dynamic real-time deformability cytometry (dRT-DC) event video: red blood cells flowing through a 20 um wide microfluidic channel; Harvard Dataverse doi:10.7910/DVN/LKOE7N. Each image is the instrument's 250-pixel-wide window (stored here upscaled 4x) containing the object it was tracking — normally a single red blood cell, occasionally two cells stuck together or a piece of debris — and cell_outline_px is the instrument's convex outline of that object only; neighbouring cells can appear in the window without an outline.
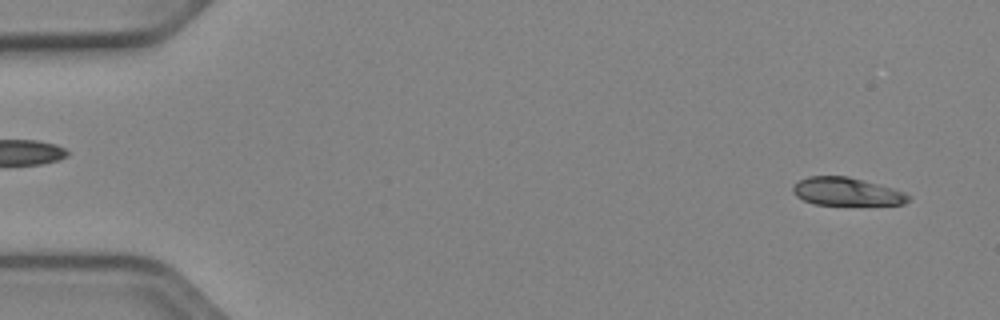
{"species": "Egyptian fruit bat (a non-hibernating species)", "species_latin": "Rousettus aegyptiacus", "temperature_condition": "cold", "stored_images_in_passage": 52, "camera_frame_rate_fps": 3000, "um_per_image_px": 0.085, "animal": {"sex": "female"}, "frame": {"image": 1, "passage_image": 3, "time_ms": 0.667, "image_size_px": [1000, 320], "cell_outline_px": [[912, 196], [904, 204], [812, 204], [796, 196], [792, 192], [792, 188], [800, 180], [808, 176], [848, 176], [892, 188], [904, 192]], "centroid_in_image_um": [71.94, 16.28], "position_along_channel_um": 13.1, "area_um2": 18.55}}
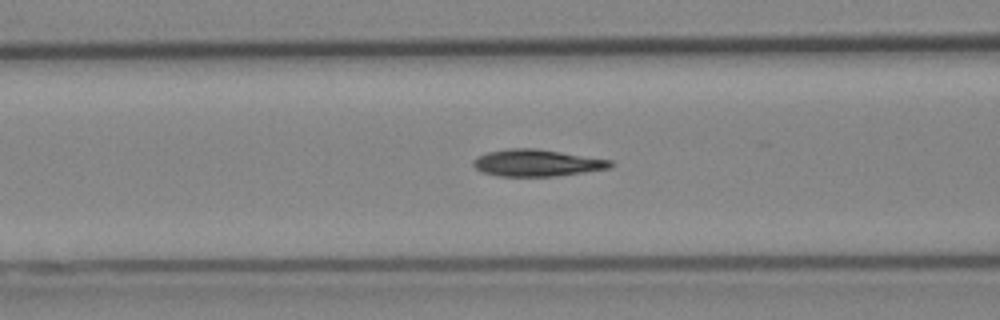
{"frame": {"image": 2, "passage_image": 21, "time_ms": 6.667, "image_size_px": [1000, 320], "cell_outline_px": [[612, 168], [556, 176], [500, 176], [484, 172], [476, 168], [472, 164], [480, 156], [488, 152], [512, 148], [536, 148], [612, 160]], "centroid_in_image_um": [45.69, 13.85], "position_along_channel_um": 120.9, "area_um2": 21.15}}
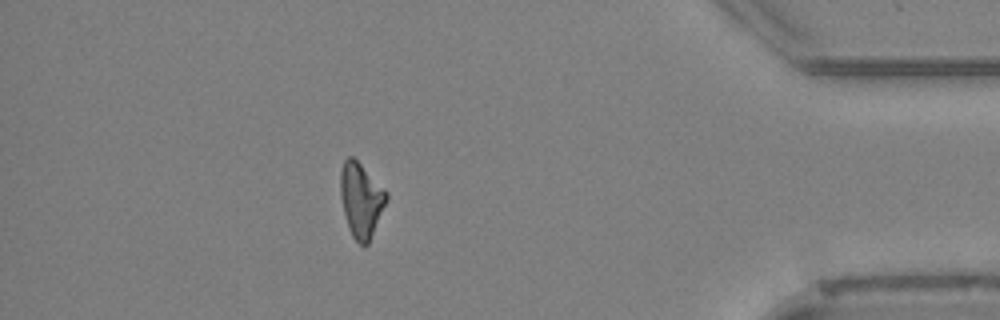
{"frame": {"image": 3, "passage_image": 46, "time_ms": 15.0, "image_size_px": [1000, 320], "cell_outline_px": [[388, 200], [368, 244], [360, 244], [352, 236], [348, 228], [340, 196], [340, 168], [344, 160], [348, 156], [352, 156], [388, 192]], "centroid_in_image_um": [30.69, 16.98], "position_along_channel_um": 404.5, "area_um2": 19.94}, "authors_computed_cell_mechanics": {"area_um2": 20.3745, "velocity_mm_per_s": 3.9107, "shape_relaxation_time_tau1_ms": 4.9571, "shape_relaxation_time_tau2_ms": 5.2771, "deformation_change_tau1": 0.1619, "deformation_change_tau2": 0.1283}}